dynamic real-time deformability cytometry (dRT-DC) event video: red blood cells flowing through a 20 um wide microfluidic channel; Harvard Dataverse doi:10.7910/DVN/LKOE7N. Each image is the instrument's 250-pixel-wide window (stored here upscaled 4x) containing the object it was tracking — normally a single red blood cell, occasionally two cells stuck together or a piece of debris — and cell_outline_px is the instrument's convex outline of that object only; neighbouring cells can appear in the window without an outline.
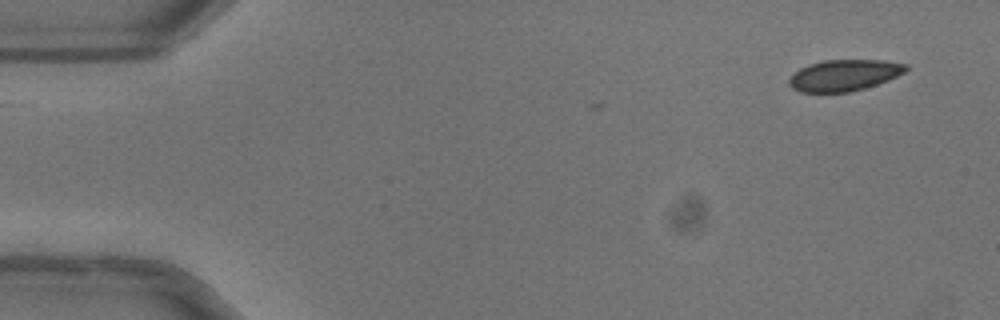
{"species": "common noctule bat (a hibernating species)", "species_latin": "Nyctalus noctula", "temperature_condition": "warm", "stored_images_in_passage": 5, "camera_frame_rate_fps": 3000, "um_per_image_px": 0.085, "animal": {"sex": "female"}, "frame": {"image": 1, "passage_image": 5, "time_ms": 1.333, "image_size_px": [1000, 320], "cell_outline_px": [[908, 68], [904, 72], [888, 80], [864, 88], [848, 92], [800, 92], [792, 88], [788, 84], [788, 80], [800, 68], [808, 64], [824, 60], [884, 60], [908, 64]], "centroid_in_image_um": [71.75, 6.39], "position_along_channel_um": 13.3, "area_um2": 21.21}}